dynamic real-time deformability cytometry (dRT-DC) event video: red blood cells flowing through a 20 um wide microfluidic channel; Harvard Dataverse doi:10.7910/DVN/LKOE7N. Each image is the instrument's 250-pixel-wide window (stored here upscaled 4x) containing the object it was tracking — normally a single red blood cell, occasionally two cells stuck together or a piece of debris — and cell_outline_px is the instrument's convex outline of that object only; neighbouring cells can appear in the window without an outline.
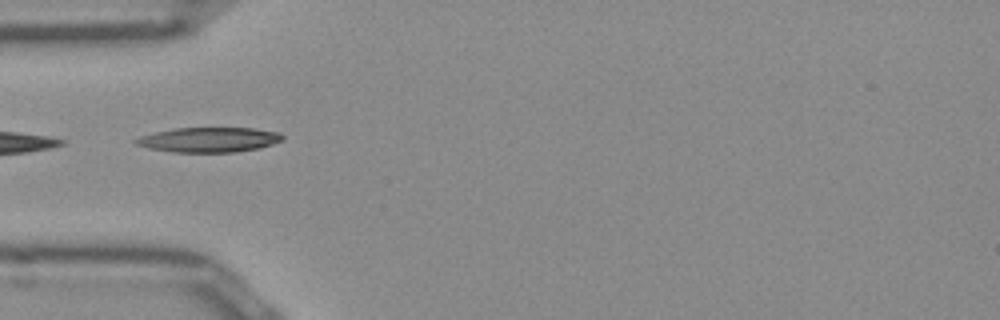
{"species": "Egyptian fruit bat (a non-hibernating species)", "species_latin": "Rousettus aegyptiacus", "temperature_condition": "room temperature", "stored_images_in_passage": 7, "camera_frame_rate_fps": 3000, "um_per_image_px": 0.085, "frame": {"image": 1, "passage_image": 1, "time_ms": 0.0, "image_size_px": [1000, 320], "cell_outline_px": [[284, 136], [280, 140], [272, 144], [260, 148], [232, 152], [172, 152], [148, 148], [136, 144], [132, 140], [140, 136], [156, 132], [176, 128], [252, 128], [280, 132]], "centroid_in_image_um": [17.74, 11.88], "position_along_channel_um": 67.3, "area_um2": 21.15}}